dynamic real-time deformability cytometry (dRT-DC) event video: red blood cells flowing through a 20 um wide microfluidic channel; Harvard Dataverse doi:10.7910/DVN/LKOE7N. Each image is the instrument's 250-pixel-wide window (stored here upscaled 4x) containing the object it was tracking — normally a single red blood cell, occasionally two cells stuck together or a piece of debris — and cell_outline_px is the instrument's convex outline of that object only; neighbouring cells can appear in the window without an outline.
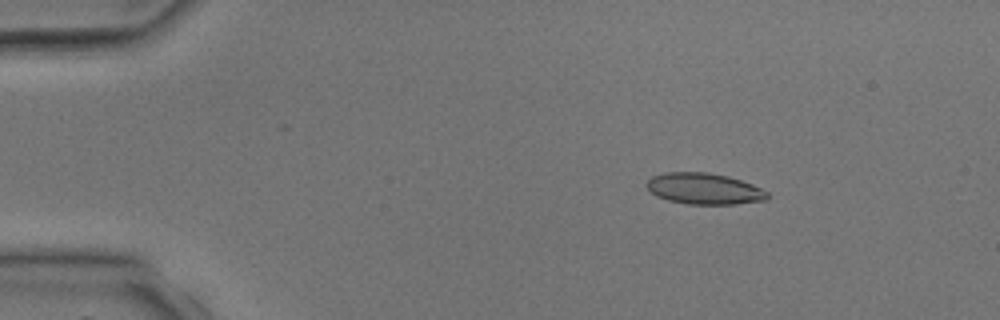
{"species": "common noctule bat (a hibernating species)", "species_latin": "Nyctalus noctula", "temperature_condition": "room temperature", "stored_images_in_passage": 3, "camera_frame_rate_fps": 3000, "um_per_image_px": 0.085, "animal": {"sex": "male", "body_mass_g": 17.9, "forearm_length_mm": 54.2}, "frame": {"image": 1, "passage_image": 1, "time_ms": 0.0, "image_size_px": [1000, 320], "cell_outline_px": [[768, 200], [736, 204], [688, 204], [668, 200], [656, 196], [644, 184], [652, 176], [664, 172], [708, 172], [728, 176], [752, 184], [768, 192]], "centroid_in_image_um": [59.85, 16.04], "position_along_channel_um": 25.2, "area_um2": 22.02}}
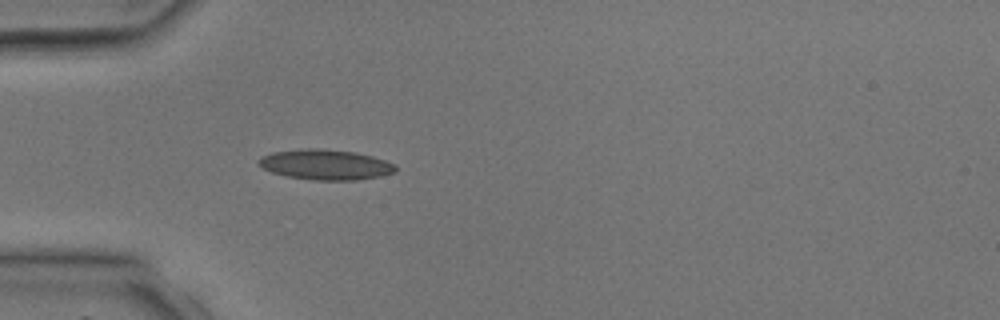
{"frame": {"image": 2, "passage_image": 3, "time_ms": 2.0, "image_size_px": [1000, 320], "cell_outline_px": [[396, 172], [380, 176], [356, 180], [312, 180], [288, 176], [272, 172], [264, 168], [260, 164], [260, 156], [272, 152], [300, 148], [320, 148], [356, 152], [372, 156], [396, 164]], "centroid_in_image_um": [27.69, 13.98], "position_along_channel_um": 57.3, "area_um2": 24.16}}